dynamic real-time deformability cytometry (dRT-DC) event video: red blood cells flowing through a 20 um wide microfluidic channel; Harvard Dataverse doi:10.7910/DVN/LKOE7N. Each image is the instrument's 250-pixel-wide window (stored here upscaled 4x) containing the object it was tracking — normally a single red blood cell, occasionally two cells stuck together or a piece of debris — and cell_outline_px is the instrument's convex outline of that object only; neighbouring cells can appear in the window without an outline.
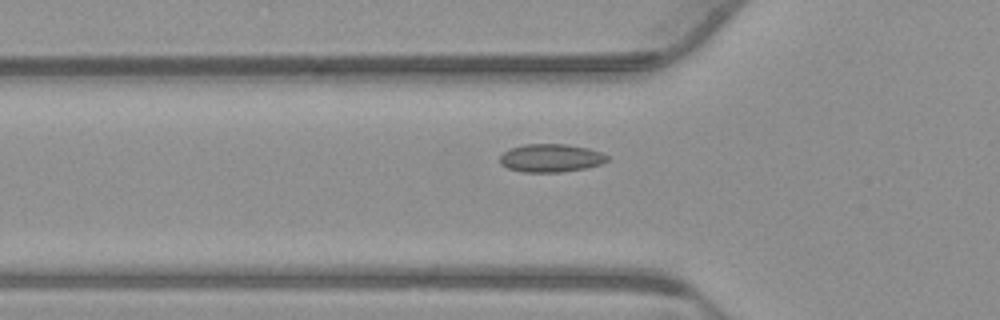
{"species": "common noctule bat (a hibernating species)", "species_latin": "Nyctalus noctula", "temperature_condition": "warm", "stored_images_in_passage": 50, "camera_frame_rate_fps": 3000, "um_per_image_px": 0.085, "animal": {"sex": "male", "body_mass_g": 23.1, "forearm_length_mm": 52.7}, "frame": {"image": 1, "passage_image": 19, "time_ms": 6.0, "image_size_px": [1000, 320], "cell_outline_px": [[608, 160], [600, 164], [588, 168], [560, 172], [524, 172], [508, 168], [500, 164], [500, 156], [504, 152], [512, 148], [524, 144], [568, 144], [588, 148], [600, 152], [608, 156]], "centroid_in_image_um": [46.83, 13.43], "position_along_channel_um": 79.0, "area_um2": 17.57}}
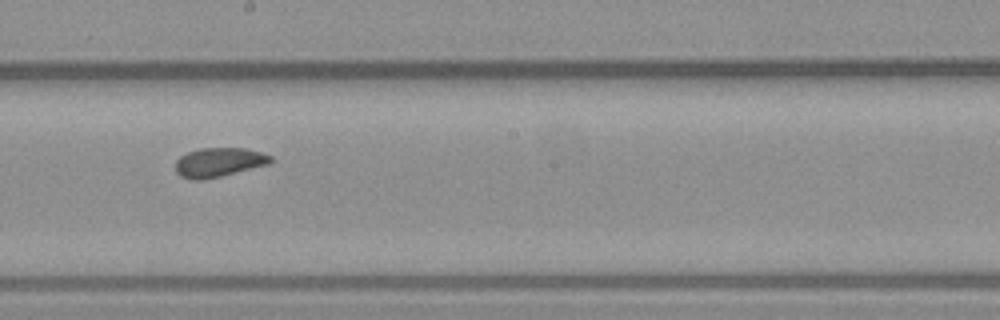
{"frame": {"image": 2, "passage_image": 31, "time_ms": 10.0, "image_size_px": [1000, 320], "cell_outline_px": [[272, 160], [268, 164], [204, 180], [192, 180], [180, 176], [176, 172], [176, 160], [180, 156], [188, 152], [200, 148], [244, 148], [260, 152], [272, 156]], "centroid_in_image_um": [18.57, 13.79], "position_along_channel_um": 229.6, "area_um2": 16.07}}
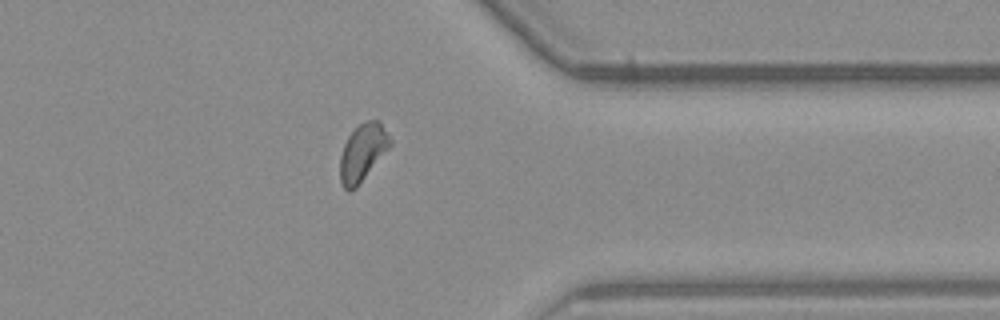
{"frame": {"image": 3, "passage_image": 44, "time_ms": 14.333, "image_size_px": [1000, 320], "cell_outline_px": [[392, 144], [356, 188], [348, 192], [344, 188], [340, 180], [340, 156], [344, 144], [348, 136], [360, 124], [368, 120], [380, 120], [392, 140]], "centroid_in_image_um": [30.83, 12.96], "position_along_channel_um": 380.6, "area_um2": 16.59}}